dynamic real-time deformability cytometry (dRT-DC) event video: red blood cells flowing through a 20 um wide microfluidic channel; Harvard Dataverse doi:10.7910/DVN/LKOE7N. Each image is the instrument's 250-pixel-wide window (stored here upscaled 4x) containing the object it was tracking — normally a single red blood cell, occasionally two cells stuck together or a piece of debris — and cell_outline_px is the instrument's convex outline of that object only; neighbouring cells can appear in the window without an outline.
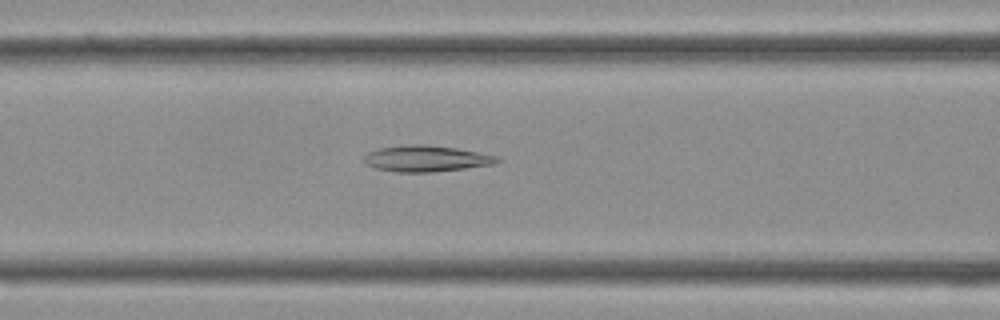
{"species": "Egyptian fruit bat (a non-hibernating species)", "species_latin": "Rousettus aegyptiacus", "temperature_condition": "cold", "stored_images_in_passage": 35, "camera_frame_rate_fps": 3000, "um_per_image_px": 0.085, "frame": {"image": 1, "passage_image": 14, "time_ms": 4.333, "image_size_px": [1000, 320], "cell_outline_px": [[500, 160], [496, 164], [432, 172], [396, 172], [376, 168], [364, 164], [364, 156], [368, 152], [380, 148], [408, 144], [428, 144], [456, 148], [496, 156]], "centroid_in_image_um": [36.19, 13.48], "position_along_channel_um": 130.4, "area_um2": 20.23}}
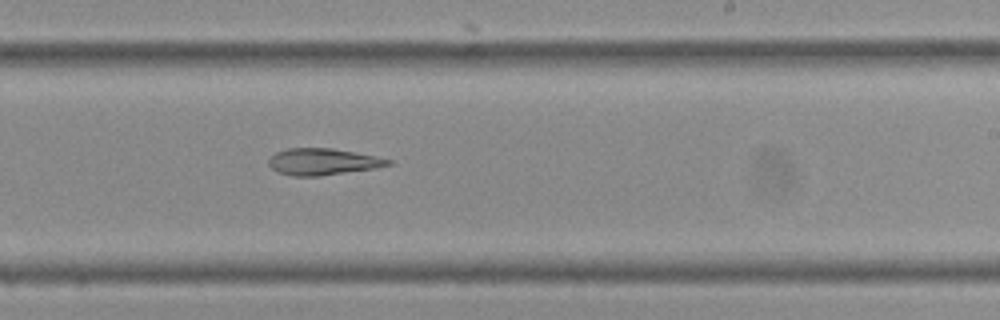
{"frame": {"image": 2, "passage_image": 21, "time_ms": 6.667, "image_size_px": [1000, 320], "cell_outline_px": [[392, 164], [376, 168], [320, 176], [292, 176], [276, 172], [268, 164], [268, 160], [276, 152], [288, 148], [332, 148], [356, 152], [376, 156], [392, 160]], "centroid_in_image_um": [27.44, 13.75], "position_along_channel_um": 261.6, "area_um2": 18.61}}
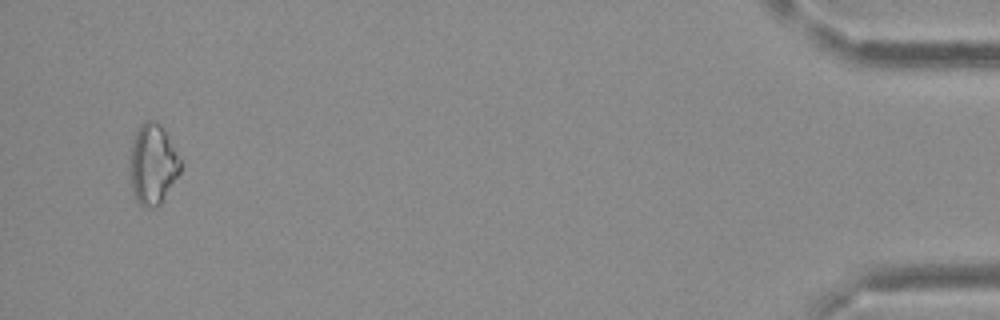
{"frame": {"image": 3, "passage_image": 34, "time_ms": 11.0, "image_size_px": [1000, 320], "cell_outline_px": [[184, 164], [180, 172], [160, 204], [152, 208], [140, 204], [136, 200], [132, 192], [128, 156], [132, 140], [140, 124], [144, 120], [156, 120], [160, 124]], "centroid_in_image_um": [12.96, 13.94], "position_along_channel_um": 422.2, "area_um2": 23.99}}